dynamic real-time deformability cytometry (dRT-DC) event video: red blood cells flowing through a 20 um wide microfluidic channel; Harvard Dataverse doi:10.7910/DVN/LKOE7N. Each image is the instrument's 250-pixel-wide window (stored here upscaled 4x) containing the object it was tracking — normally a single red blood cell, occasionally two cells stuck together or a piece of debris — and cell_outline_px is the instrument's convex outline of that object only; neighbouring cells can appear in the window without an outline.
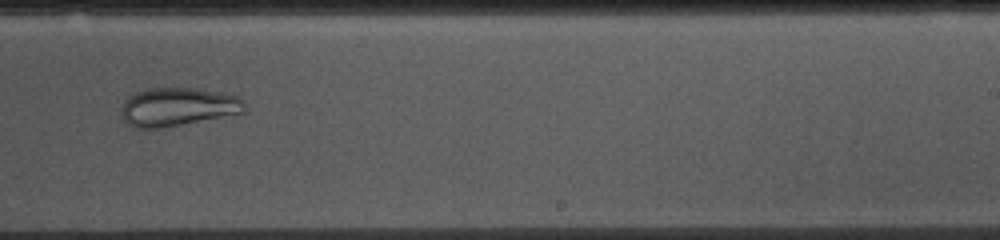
{"species": "common noctule bat (a hibernating species)", "species_latin": "Nyctalus noctula", "temperature_condition": "cold", "stored_images_in_passage": 51, "camera_frame_rate_fps": 3000, "um_per_image_px": 0.085, "animal": {"sex": "female", "body_mass_g": 10.0, "forearm_length_mm": 53.1}, "frame": {"image": 1, "passage_image": 30, "time_ms": 9.667, "image_size_px": [1000, 240], "cell_outline_px": [[244, 112], [160, 128], [132, 128], [124, 120], [120, 112], [120, 108], [124, 100], [128, 96], [136, 92], [148, 88], [196, 88], [220, 92], [240, 96], [244, 100]], "centroid_in_image_um": [15.06, 9.07], "position_along_channel_um": 273.9, "area_um2": 27.63}}
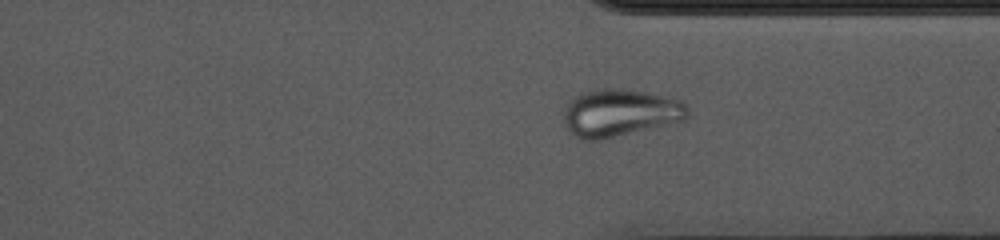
{"frame": {"image": 2, "passage_image": 37, "time_ms": 12.0, "image_size_px": [1000, 240], "cell_outline_px": [[688, 116], [684, 120], [600, 140], [588, 140], [576, 136], [564, 124], [564, 108], [576, 96], [584, 92], [596, 88], [624, 88], [672, 96], [684, 104], [688, 108]], "centroid_in_image_um": [52.72, 9.56], "position_along_channel_um": 358.7, "area_um2": 34.16}}